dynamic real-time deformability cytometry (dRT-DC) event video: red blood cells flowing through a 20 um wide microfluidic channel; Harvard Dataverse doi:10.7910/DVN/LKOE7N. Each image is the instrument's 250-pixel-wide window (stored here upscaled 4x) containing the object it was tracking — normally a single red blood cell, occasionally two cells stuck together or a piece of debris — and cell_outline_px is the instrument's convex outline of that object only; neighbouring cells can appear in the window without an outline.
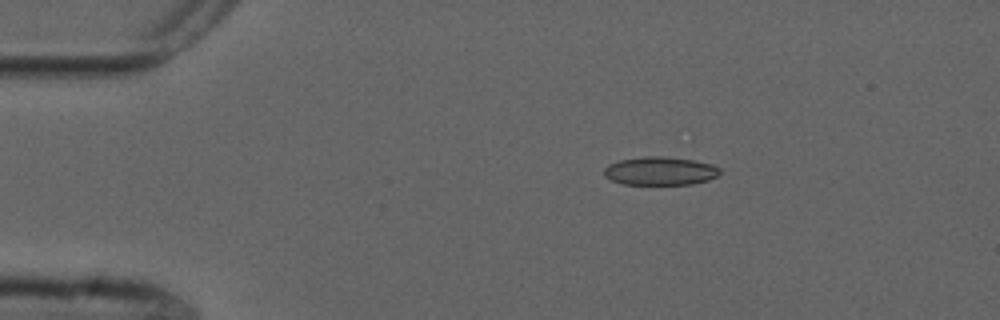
{"species": "common noctule bat (a hibernating species)", "species_latin": "Nyctalus noctula", "temperature_condition": "cold", "stored_images_in_passage": 46, "camera_frame_rate_fps": 3000, "um_per_image_px": 0.085, "animal": {"sex": "male", "forearm_length_mm": 52.5}, "frame": {"image": 1, "passage_image": 1, "time_ms": 0.0, "image_size_px": [1000, 320], "cell_outline_px": [[720, 172], [716, 176], [708, 180], [692, 184], [624, 184], [612, 180], [604, 176], [604, 168], [608, 164], [620, 160], [644, 156], [664, 156], [692, 160], [712, 164], [720, 168]], "centroid_in_image_um": [56.1, 14.53], "position_along_channel_um": 28.9, "area_um2": 19.07}}
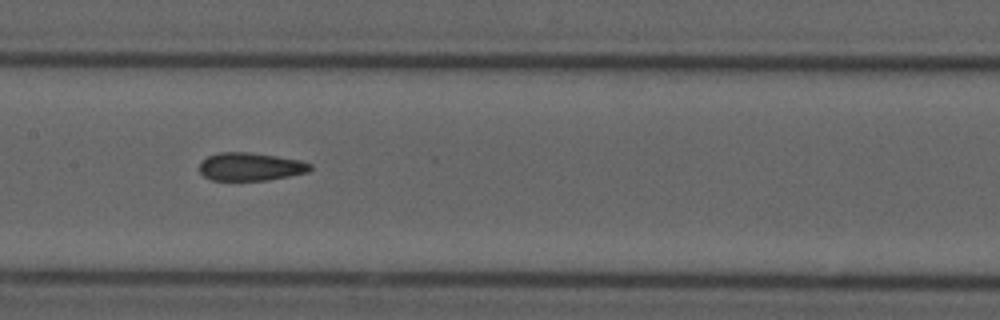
{"frame": {"image": 2, "passage_image": 18, "time_ms": 5.667, "image_size_px": [1000, 320], "cell_outline_px": [[312, 168], [308, 172], [268, 180], [212, 180], [204, 176], [200, 172], [200, 164], [208, 156], [216, 152], [248, 152], [276, 156], [300, 160], [312, 164]], "centroid_in_image_um": [21.3, 14.16], "position_along_channel_um": 186.1, "area_um2": 18.03}}
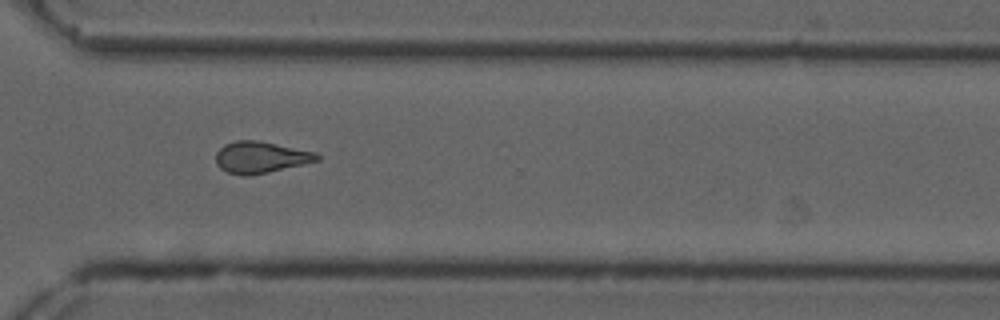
{"frame": {"image": 3, "passage_image": 31, "time_ms": 10.0, "image_size_px": [1000, 320], "cell_outline_px": [[320, 160], [268, 172], [248, 176], [244, 176], [228, 172], [220, 168], [216, 164], [216, 152], [224, 144], [236, 140], [256, 140], [316, 152], [320, 156]], "centroid_in_image_um": [22.13, 13.37], "position_along_channel_um": 348.5, "area_um2": 18.5}, "authors_computed_cell_mechanics": {"area_um2": 18.5538, "velocity_mm_per_s": 3.755, "shape_relaxation_time_tau1_ms": null, "shape_relaxation_time_tau2_ms": 3.0898, "deformation_change_tau1": null, "deformation_change_tau2": 0.0868}}